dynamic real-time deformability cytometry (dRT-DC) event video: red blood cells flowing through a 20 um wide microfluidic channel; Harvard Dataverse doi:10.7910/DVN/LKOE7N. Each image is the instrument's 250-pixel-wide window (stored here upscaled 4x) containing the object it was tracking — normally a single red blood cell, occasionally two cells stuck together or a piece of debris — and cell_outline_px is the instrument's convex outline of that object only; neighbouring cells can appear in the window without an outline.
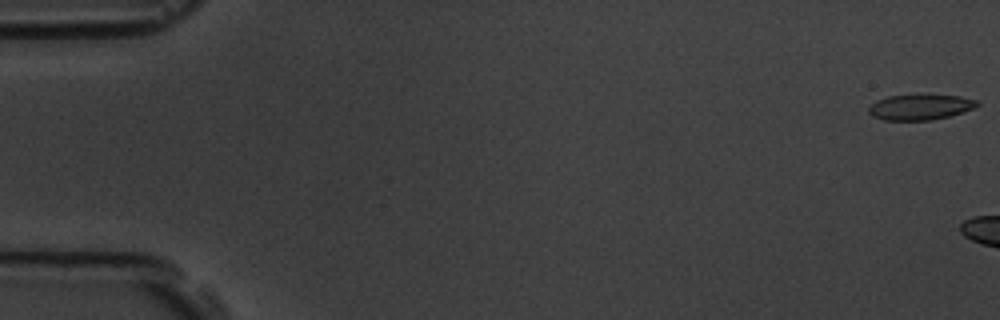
{"species": "common noctule bat (a hibernating species)", "species_latin": "Nyctalus noctula", "temperature_condition": "room temperature", "stored_images_in_passage": 10, "camera_frame_rate_fps": 3000, "um_per_image_px": 0.085, "animal": {"sex": "male", "body_mass_g": 19.5, "forearm_length_mm": 54.6}, "frame": {"image": 1, "passage_image": 1, "time_ms": 0.0, "image_size_px": [1000, 320], "cell_outline_px": [[980, 104], [972, 108], [948, 116], [932, 120], [884, 120], [872, 116], [868, 112], [868, 108], [876, 100], [888, 96], [960, 96], [980, 100]], "centroid_in_image_um": [78.19, 9.11], "position_along_channel_um": 6.8, "area_um2": 15.72}}